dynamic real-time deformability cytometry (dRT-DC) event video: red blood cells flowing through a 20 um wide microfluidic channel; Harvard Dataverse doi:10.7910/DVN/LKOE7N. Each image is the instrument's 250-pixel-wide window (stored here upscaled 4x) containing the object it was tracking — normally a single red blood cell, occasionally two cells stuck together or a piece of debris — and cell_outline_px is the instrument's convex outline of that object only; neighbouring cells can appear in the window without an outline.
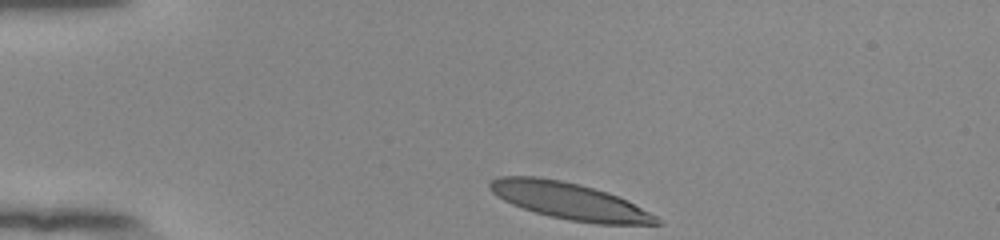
{"species": "human", "species_latin": "Homo sapiens", "temperature_condition": "room temperature", "stored_images_in_passage": 34, "camera_frame_rate_fps": 3000, "um_per_image_px": 0.085, "donor": {"sex": "female"}, "frame": {"image": 1, "passage_image": 1, "time_ms": 0.0, "image_size_px": [1000, 240], "cell_outline_px": [[664, 224], [596, 224], [568, 220], [536, 212], [512, 204], [496, 196], [488, 188], [488, 184], [492, 180], [500, 176], [536, 176], [560, 180], [580, 184], [608, 192], [628, 200], [656, 216]], "centroid_in_image_um": [48.41, 17.08], "position_along_channel_um": 36.6, "area_um2": 35.55}}
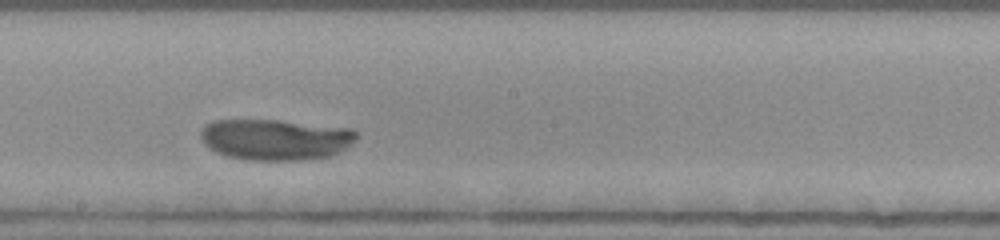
{"frame": {"image": 2, "passage_image": 20, "time_ms": 6.333, "image_size_px": [1000, 240], "cell_outline_px": [[356, 140], [340, 152], [332, 156], [300, 160], [244, 160], [228, 156], [216, 152], [204, 144], [200, 136], [200, 132], [204, 124], [212, 120], [280, 120], [352, 128], [356, 132]], "centroid_in_image_um": [23.4, 11.85], "position_along_channel_um": 224.8, "area_um2": 37.57}}
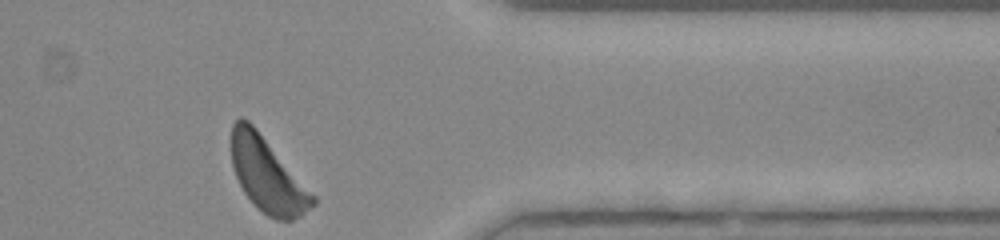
{"frame": {"image": 3, "passage_image": 34, "time_ms": 11.0, "image_size_px": [1000, 240], "cell_outline_px": [[316, 204], [300, 216], [292, 220], [276, 220], [268, 216], [244, 192], [236, 176], [232, 164], [232, 124], [240, 116], [248, 120], [256, 128], [316, 196]], "centroid_in_image_um": [22.75, 14.87], "position_along_channel_um": 388.7, "area_um2": 34.68}, "authors_computed_cell_mechanics": {"area_um2": 36.4429, "velocity_mm_per_s": 3.7866, "shape_relaxation_time_tau1_ms": 2.804, "shape_relaxation_time_tau2_ms": null, "deformation_change_tau1": 0.1662, "deformation_change_tau2": null}}